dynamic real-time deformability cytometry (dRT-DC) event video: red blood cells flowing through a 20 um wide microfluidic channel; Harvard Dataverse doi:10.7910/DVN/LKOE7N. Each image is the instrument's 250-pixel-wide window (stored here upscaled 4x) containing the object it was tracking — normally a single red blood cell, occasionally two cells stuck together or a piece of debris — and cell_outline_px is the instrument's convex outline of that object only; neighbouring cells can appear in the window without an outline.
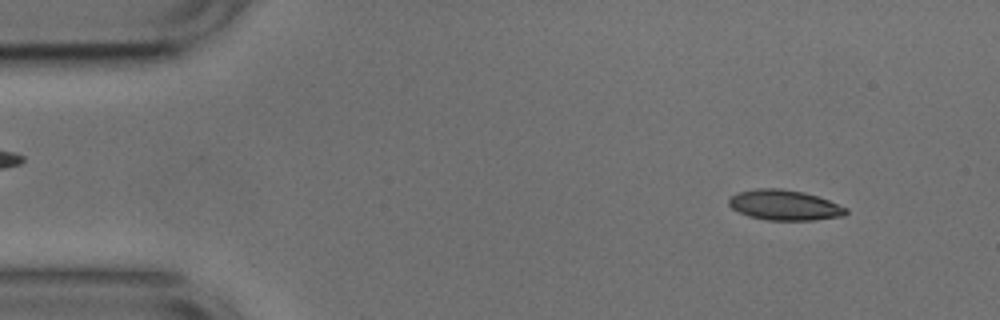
{"species": "common noctule bat (a hibernating species)", "species_latin": "Nyctalus noctula", "temperature_condition": "cold", "stored_images_in_passage": 7, "camera_frame_rate_fps": 3000, "um_per_image_px": 0.085, "animal": {"sex": "male", "body_mass_g": 17.9, "forearm_length_mm": 54.2}, "frame": {"image": 1, "passage_image": 5, "time_ms": 1.333, "image_size_px": [1000, 320], "cell_outline_px": [[848, 212], [844, 216], [812, 220], [768, 220], [748, 216], [732, 208], [728, 204], [728, 200], [732, 196], [740, 192], [756, 188], [780, 188], [804, 192], [828, 200], [848, 208]], "centroid_in_image_um": [66.69, 17.43], "position_along_channel_um": 18.3, "area_um2": 20.58}}